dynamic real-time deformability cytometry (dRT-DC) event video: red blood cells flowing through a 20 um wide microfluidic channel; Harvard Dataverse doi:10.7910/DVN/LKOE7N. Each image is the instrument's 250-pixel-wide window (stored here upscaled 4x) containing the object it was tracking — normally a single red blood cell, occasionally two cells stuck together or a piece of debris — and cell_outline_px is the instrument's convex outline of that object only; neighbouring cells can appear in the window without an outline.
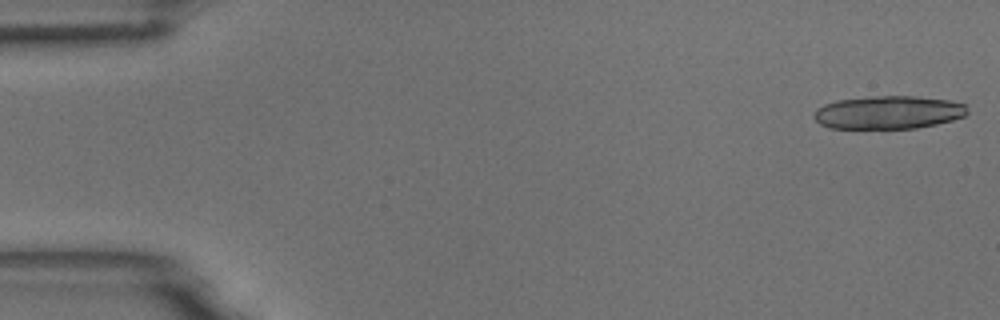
{"species": "common noctule bat (a hibernating species)", "species_latin": "Nyctalus noctula", "temperature_condition": "room temperature", "stored_images_in_passage": 4, "camera_frame_rate_fps": 3000, "um_per_image_px": 0.085, "animal": {"sex": "male", "body_mass_g": 18.8}, "frame": {"image": 1, "passage_image": 1, "time_ms": 0.0, "image_size_px": [1000, 320], "cell_outline_px": [[968, 112], [964, 116], [952, 120], [936, 124], [916, 128], [828, 128], [820, 124], [812, 116], [816, 108], [824, 104], [836, 100], [872, 96], [916, 96], [952, 100], [964, 104]], "centroid_in_image_um": [75.49, 9.54], "position_along_channel_um": 9.5, "area_um2": 29.77}}